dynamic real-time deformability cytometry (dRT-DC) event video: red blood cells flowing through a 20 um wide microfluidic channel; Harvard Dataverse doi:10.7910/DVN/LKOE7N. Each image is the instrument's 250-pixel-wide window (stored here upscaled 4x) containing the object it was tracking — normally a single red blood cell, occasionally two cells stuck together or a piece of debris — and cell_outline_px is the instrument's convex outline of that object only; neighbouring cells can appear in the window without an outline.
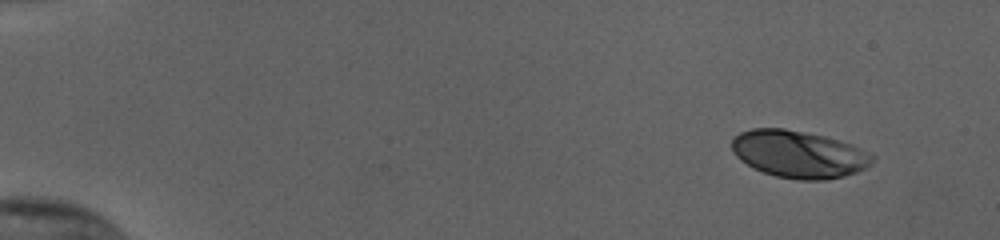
{"species": "human", "species_latin": "Homo sapiens", "temperature_condition": "cold", "stored_images_in_passage": 51, "camera_frame_rate_fps": 3000, "um_per_image_px": 0.085, "donor": {"sex": "female"}, "frame": {"image": 1, "passage_image": 1, "time_ms": 0.0, "image_size_px": [1000, 240], "cell_outline_px": [[876, 160], [872, 164], [856, 172], [844, 176], [828, 180], [800, 180], [776, 176], [764, 172], [740, 160], [732, 152], [732, 140], [740, 132], [752, 128], [784, 128], [824, 136], [852, 144], [876, 156]], "centroid_in_image_um": [67.93, 13.1], "position_along_channel_um": 17.1, "area_um2": 38.73}}
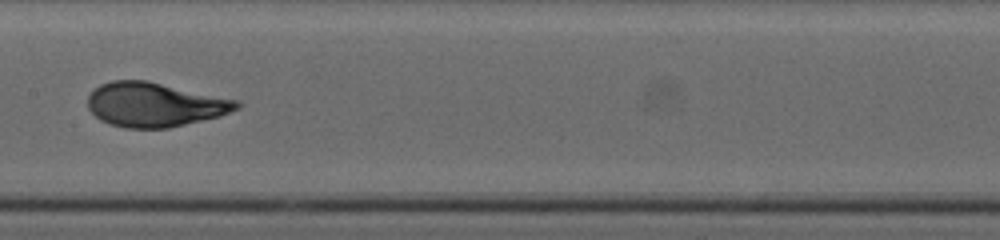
{"frame": {"image": 2, "passage_image": 26, "time_ms": 8.333, "image_size_px": [1000, 240], "cell_outline_px": [[240, 108], [220, 116], [168, 128], [124, 128], [108, 124], [100, 120], [88, 108], [88, 96], [100, 84], [112, 80], [148, 80], [240, 100]], "centroid_in_image_um": [13.17, 8.89], "position_along_channel_um": 194.2, "area_um2": 38.67}}
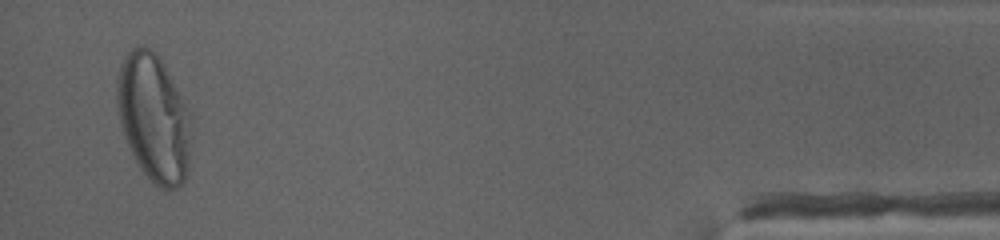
{"frame": {"image": 3, "passage_image": 49, "time_ms": 16.0, "image_size_px": [1000, 240], "cell_outline_px": [[192, 116], [188, 172], [184, 180], [176, 188], [160, 188], [140, 168], [128, 144], [120, 120], [116, 104], [116, 80], [120, 64], [124, 56], [132, 48], [140, 44], [144, 44], [164, 64], [192, 112]], "centroid_in_image_um": [13.09, 9.97], "position_along_channel_um": 422.1, "area_um2": 55.37}, "authors_computed_cell_mechanics": {"area_um2": 37.9168, "velocity_mm_per_s": 3.8186, "shape_relaxation_time_tau1_ms": 3.8293, "shape_relaxation_time_tau2_ms": null, "deformation_change_tau1": 0.201, "deformation_change_tau2": null}}